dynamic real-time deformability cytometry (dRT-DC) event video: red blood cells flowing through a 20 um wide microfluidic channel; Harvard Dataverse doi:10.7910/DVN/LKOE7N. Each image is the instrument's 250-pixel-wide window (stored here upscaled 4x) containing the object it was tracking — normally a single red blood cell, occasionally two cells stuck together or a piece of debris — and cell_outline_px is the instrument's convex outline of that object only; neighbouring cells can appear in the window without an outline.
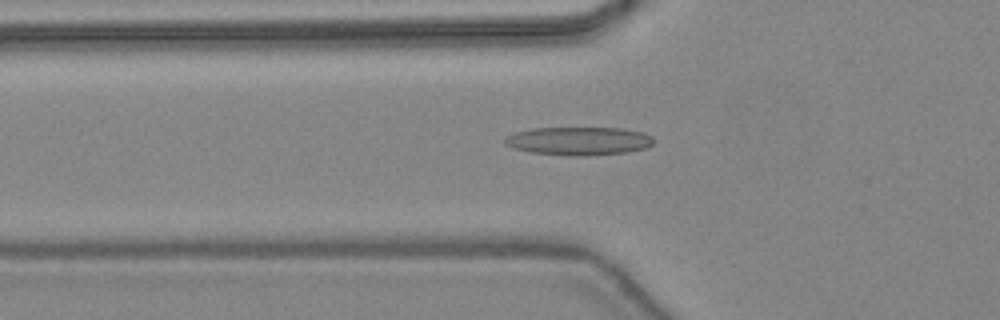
{"species": "common noctule bat (a hibernating species)", "species_latin": "Nyctalus noctula", "temperature_condition": "warm", "stored_images_in_passage": 48, "camera_frame_rate_fps": 3000, "um_per_image_px": 0.085, "animal": {"sex": "female", "body_mass_g": 24.6, "forearm_length_mm": 56.2}, "frame": {"image": 1, "passage_image": 18, "time_ms": 5.667, "image_size_px": [1000, 320], "cell_outline_px": [[652, 144], [648, 148], [628, 152], [580, 156], [572, 156], [532, 152], [516, 148], [504, 144], [504, 140], [508, 136], [516, 132], [532, 128], [620, 128], [644, 132], [652, 136]], "centroid_in_image_um": [49.24, 11.98], "position_along_channel_um": 76.6, "area_um2": 24.39}}
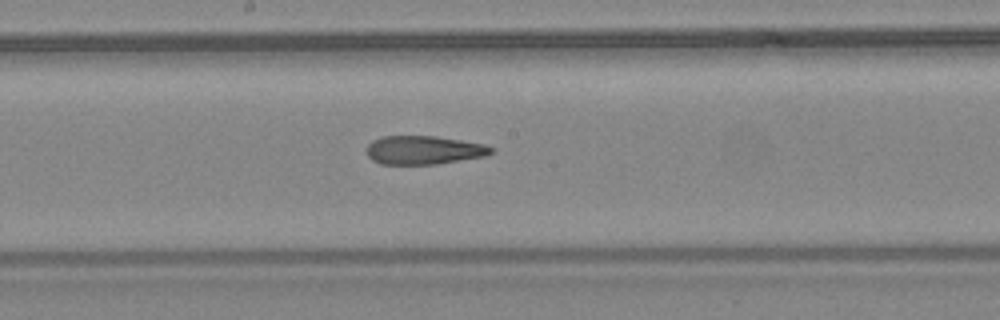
{"frame": {"image": 2, "passage_image": 27, "time_ms": 8.667, "image_size_px": [1000, 320], "cell_outline_px": [[496, 152], [484, 156], [436, 164], [380, 164], [372, 160], [364, 152], [368, 144], [372, 140], [380, 136], [436, 136], [484, 144], [496, 148]], "centroid_in_image_um": [36.0, 12.75], "position_along_channel_um": 212.2, "area_um2": 20.98}}
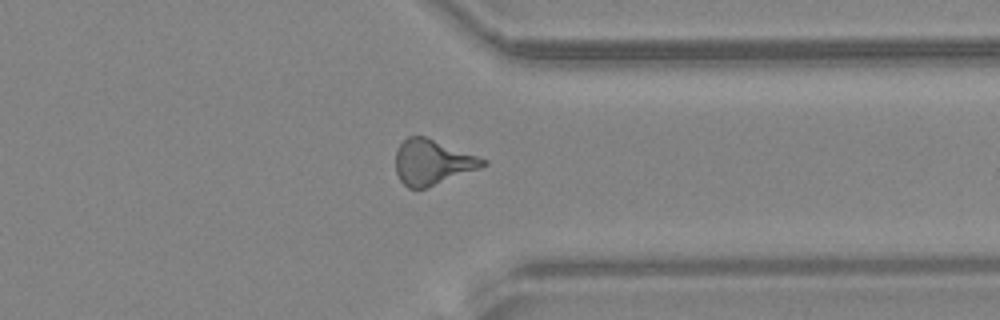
{"frame": {"image": 3, "passage_image": 38, "time_ms": 12.333, "image_size_px": [1000, 320], "cell_outline_px": [[488, 164], [480, 168], [424, 188], [408, 188], [400, 180], [396, 172], [396, 148], [408, 136], [424, 136], [488, 160]], "centroid_in_image_um": [36.73, 13.78], "position_along_channel_um": 374.7, "area_um2": 22.6}, "authors_computed_cell_mechanics": {"area_um2": 22.1952, "velocity_mm_per_s": 4.4892, "shape_relaxation_time_tau1_ms": null, "shape_relaxation_time_tau2_ms": 3.0899, "deformation_change_tau1": null, "deformation_change_tau2": 0.139}}